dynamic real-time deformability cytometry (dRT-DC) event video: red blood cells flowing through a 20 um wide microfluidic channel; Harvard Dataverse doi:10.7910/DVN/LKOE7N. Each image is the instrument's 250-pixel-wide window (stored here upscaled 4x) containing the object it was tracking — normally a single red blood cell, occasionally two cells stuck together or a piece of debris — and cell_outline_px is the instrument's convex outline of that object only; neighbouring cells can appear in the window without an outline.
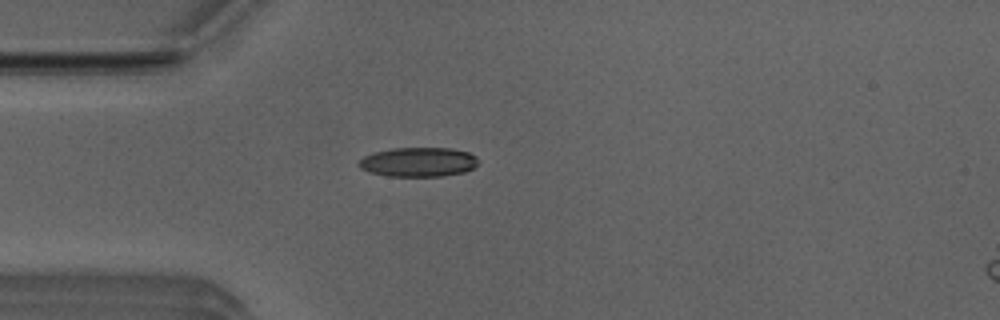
{"species": "Egyptian fruit bat (a non-hibernating species)", "species_latin": "Rousettus aegyptiacus", "temperature_condition": "room temperature", "stored_images_in_passage": 34, "camera_frame_rate_fps": 3000, "um_per_image_px": 0.085, "animal": {"sex": "male"}, "frame": {"image": 1, "passage_image": 10, "time_ms": 3.0, "image_size_px": [1000, 320], "cell_outline_px": [[480, 160], [472, 168], [464, 172], [440, 176], [388, 176], [368, 172], [360, 168], [356, 164], [364, 156], [372, 152], [392, 148], [452, 148], [468, 152], [476, 156]], "centroid_in_image_um": [35.53, 13.76], "position_along_channel_um": 49.5, "area_um2": 20.58}}
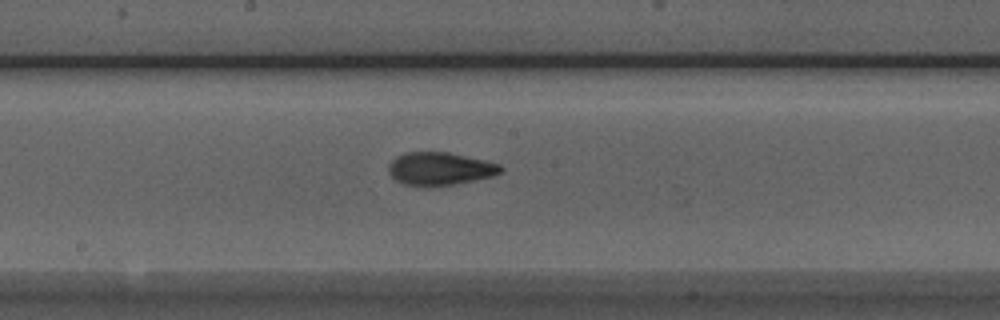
{"frame": {"image": 2, "passage_image": 23, "time_ms": 7.333, "image_size_px": [1000, 320], "cell_outline_px": [[504, 168], [500, 172], [492, 176], [476, 180], [452, 184], [404, 184], [396, 180], [388, 172], [388, 164], [396, 156], [408, 152], [448, 152], [484, 160], [500, 164]], "centroid_in_image_um": [37.4, 14.31], "position_along_channel_um": 210.8, "area_um2": 20.98}}
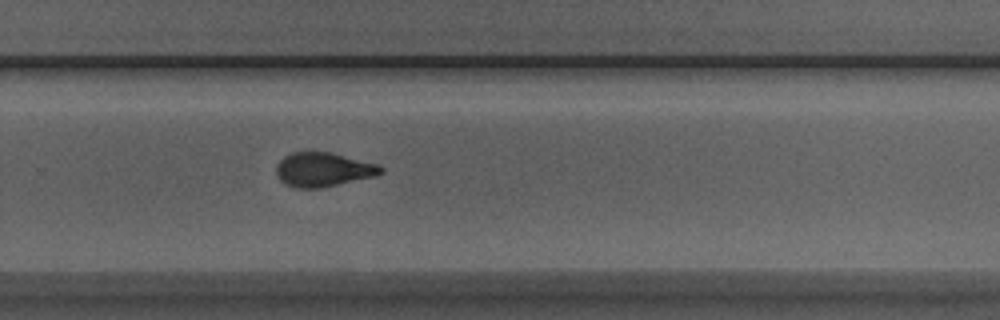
{"frame": {"image": 3, "passage_image": 30, "time_ms": 9.667, "image_size_px": [1000, 320], "cell_outline_px": [[384, 172], [372, 176], [320, 188], [296, 188], [284, 184], [280, 180], [276, 172], [276, 164], [284, 156], [292, 152], [332, 152], [376, 164], [384, 168]], "centroid_in_image_um": [27.42, 14.41], "position_along_channel_um": 302.4, "area_um2": 20.63}}